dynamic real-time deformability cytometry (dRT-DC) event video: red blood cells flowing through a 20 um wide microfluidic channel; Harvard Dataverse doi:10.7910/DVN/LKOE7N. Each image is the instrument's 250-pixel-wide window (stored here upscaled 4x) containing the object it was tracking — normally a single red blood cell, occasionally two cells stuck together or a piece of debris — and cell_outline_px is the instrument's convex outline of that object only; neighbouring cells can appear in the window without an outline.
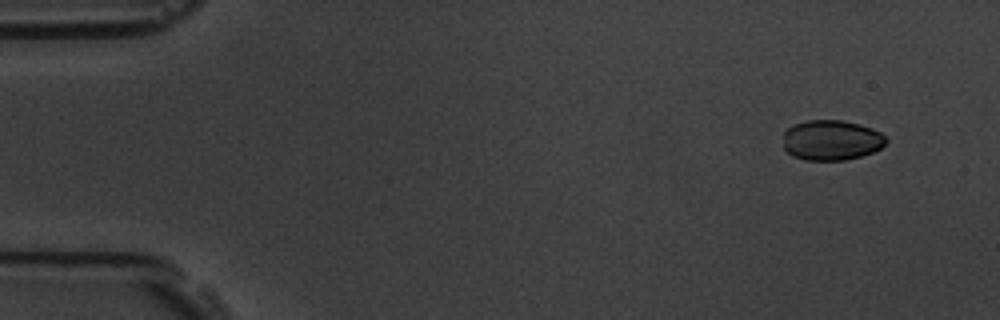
{"species": "common noctule bat (a hibernating species)", "species_latin": "Nyctalus noctula", "temperature_condition": "room temperature", "stored_images_in_passage": 55, "segment_of_instrument_passage": [1, 2], "camera_frame_rate_fps": 3000, "um_per_image_px": 0.085, "animal": {"sex": "male", "body_mass_g": 19.5, "forearm_length_mm": 54.6}, "frame": {"image": 1, "passage_image": 1, "time_ms": 0.0, "image_size_px": [1000, 320], "cell_outline_px": [[888, 140], [880, 148], [872, 152], [860, 156], [844, 160], [804, 160], [792, 156], [784, 148], [784, 132], [788, 128], [796, 124], [808, 120], [840, 120], [860, 124], [872, 128], [880, 132]], "centroid_in_image_um": [70.67, 11.91], "position_along_channel_um": 14.3, "area_um2": 24.04}}
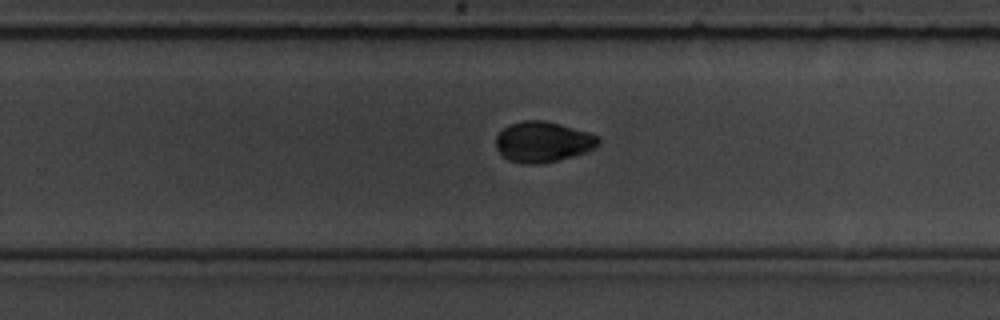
{"frame": {"image": 2, "passage_image": 33, "time_ms": 10.667, "image_size_px": [1000, 320], "cell_outline_px": [[600, 144], [584, 152], [572, 156], [540, 164], [524, 164], [508, 160], [496, 148], [496, 136], [508, 124], [524, 120], [544, 120], [560, 124], [588, 132], [600, 136]], "centroid_in_image_um": [46.13, 12.05], "position_along_channel_um": 283.7, "area_um2": 24.16}}
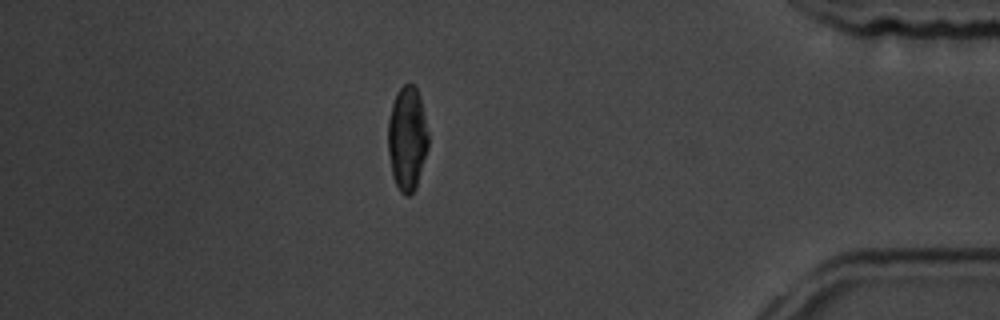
{"frame": {"image": 3, "passage_image": 46, "time_ms": 15.0, "image_size_px": [1000, 320], "cell_outline_px": [[428, 148], [416, 188], [408, 196], [404, 196], [400, 192], [392, 176], [388, 152], [388, 120], [392, 104], [396, 92], [404, 84], [412, 84], [416, 88], [420, 96], [428, 132]], "centroid_in_image_um": [34.6, 11.78], "position_along_channel_um": 400.6, "area_um2": 24.57}}